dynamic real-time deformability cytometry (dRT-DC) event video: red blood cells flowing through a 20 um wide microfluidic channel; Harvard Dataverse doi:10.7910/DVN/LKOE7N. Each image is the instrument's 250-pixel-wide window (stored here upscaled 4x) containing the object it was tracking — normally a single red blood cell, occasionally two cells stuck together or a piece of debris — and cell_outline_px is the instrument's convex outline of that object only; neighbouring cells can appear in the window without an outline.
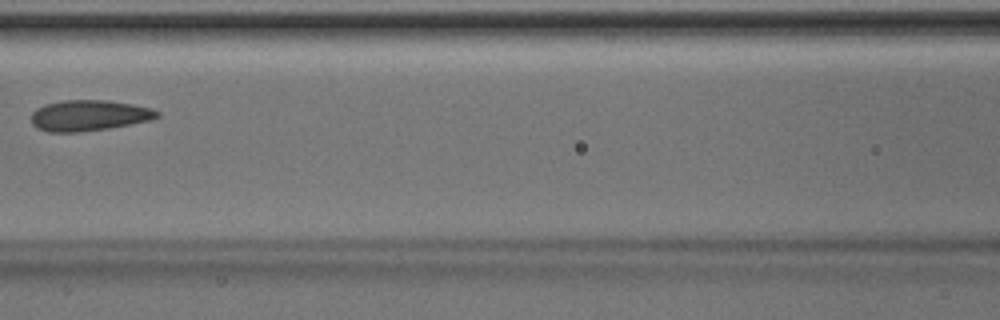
{"species": "Egyptian fruit bat (a non-hibernating species)", "species_latin": "Rousettus aegyptiacus", "temperature_condition": "room temperature", "stored_images_in_passage": 5, "camera_frame_rate_fps": 3000, "um_per_image_px": 0.085, "animal": {"sex": "male"}, "frame": {"image": 1, "passage_image": 4, "time_ms": 1.0, "image_size_px": [1000, 320], "cell_outline_px": [[160, 116], [152, 120], [108, 128], [80, 132], [48, 132], [36, 128], [32, 124], [32, 112], [36, 108], [44, 104], [64, 100], [108, 100], [132, 104], [152, 108], [160, 112]], "centroid_in_image_um": [7.56, 9.81], "position_along_channel_um": 159.0, "area_um2": 22.77}}